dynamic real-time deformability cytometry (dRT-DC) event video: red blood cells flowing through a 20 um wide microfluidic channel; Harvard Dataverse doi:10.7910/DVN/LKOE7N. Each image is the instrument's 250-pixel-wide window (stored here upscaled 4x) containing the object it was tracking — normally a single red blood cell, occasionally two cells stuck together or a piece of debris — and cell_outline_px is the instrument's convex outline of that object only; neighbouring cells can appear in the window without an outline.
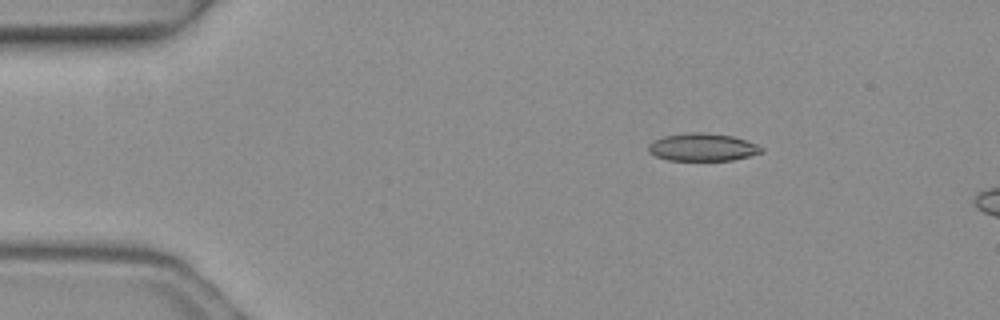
{"species": "common noctule bat (a hibernating species)", "species_latin": "Nyctalus noctula", "temperature_condition": "warm", "stored_images_in_passage": 4, "camera_frame_rate_fps": 3000, "um_per_image_px": 0.085, "animal": {"sex": "female", "body_mass_g": 19.3, "forearm_length_mm": 54.1}, "frame": {"image": 1, "passage_image": 2, "time_ms": 0.333, "image_size_px": [1000, 320], "cell_outline_px": [[764, 152], [732, 160], [668, 160], [656, 156], [648, 152], [648, 144], [664, 136], [688, 132], [704, 132], [732, 136], [756, 144], [764, 148]], "centroid_in_image_um": [59.71, 12.51], "position_along_channel_um": 25.3, "area_um2": 18.15}}